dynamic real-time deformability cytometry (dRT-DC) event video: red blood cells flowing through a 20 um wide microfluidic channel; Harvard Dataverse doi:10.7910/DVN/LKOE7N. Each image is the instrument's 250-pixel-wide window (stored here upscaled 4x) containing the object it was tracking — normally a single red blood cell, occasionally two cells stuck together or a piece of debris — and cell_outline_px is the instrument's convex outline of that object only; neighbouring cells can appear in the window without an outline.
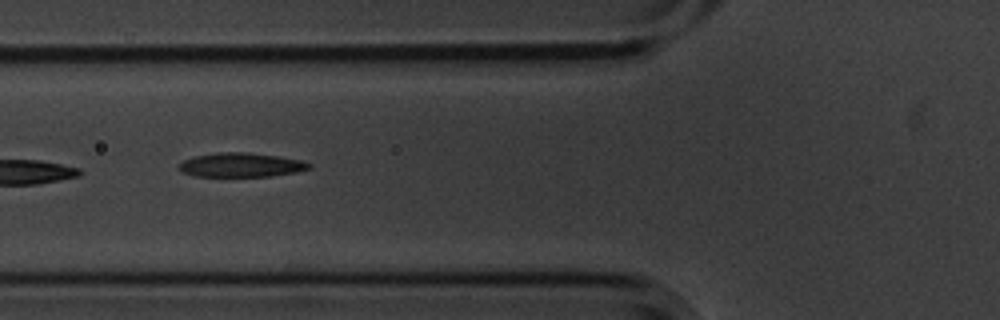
{"species": "common noctule bat (a hibernating species)", "species_latin": "Nyctalus noctula", "temperature_condition": "cold", "stored_images_in_passage": 10, "camera_frame_rate_fps": 3000, "um_per_image_px": 0.085, "animal": {"sex": "male", "body_mass_g": 20.1, "forearm_length_mm": 53.5}, "frame": {"image": 1, "passage_image": 5, "time_ms": 1.333, "image_size_px": [1000, 320], "cell_outline_px": [[312, 168], [296, 172], [272, 176], [196, 176], [180, 172], [176, 168], [184, 160], [196, 156], [216, 152], [248, 152], [304, 160], [312, 164]], "centroid_in_image_um": [20.5, 14.02], "position_along_channel_um": 105.3, "area_um2": 18.44}}
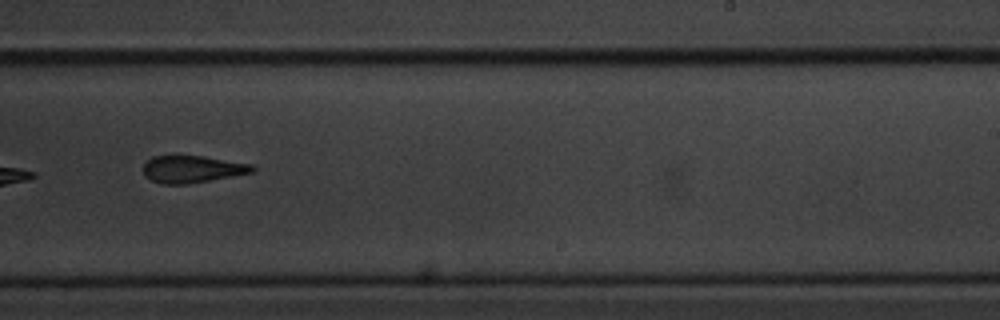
{"frame": {"image": 2, "passage_image": 9, "time_ms": 2.667, "image_size_px": [1000, 320], "cell_outline_px": [[256, 172], [188, 184], [160, 184], [144, 176], [144, 164], [152, 156], [204, 156], [252, 164], [256, 168]], "centroid_in_image_um": [16.37, 14.38], "position_along_channel_um": 272.6, "area_um2": 17.34}}
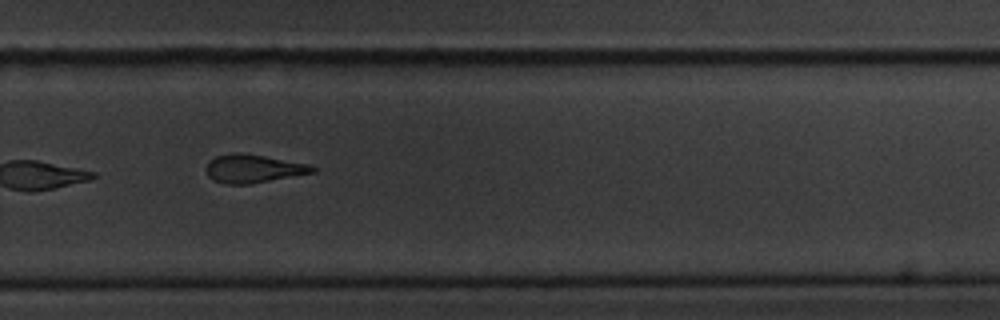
{"frame": {"image": 3, "passage_image": 10, "time_ms": 3.0, "image_size_px": [1000, 320], "cell_outline_px": [[316, 172], [248, 184], [224, 184], [212, 180], [208, 176], [208, 164], [216, 156], [232, 152], [240, 152], [312, 164], [316, 168]], "centroid_in_image_um": [21.57, 14.33], "position_along_channel_um": 308.2, "area_um2": 17.46}}